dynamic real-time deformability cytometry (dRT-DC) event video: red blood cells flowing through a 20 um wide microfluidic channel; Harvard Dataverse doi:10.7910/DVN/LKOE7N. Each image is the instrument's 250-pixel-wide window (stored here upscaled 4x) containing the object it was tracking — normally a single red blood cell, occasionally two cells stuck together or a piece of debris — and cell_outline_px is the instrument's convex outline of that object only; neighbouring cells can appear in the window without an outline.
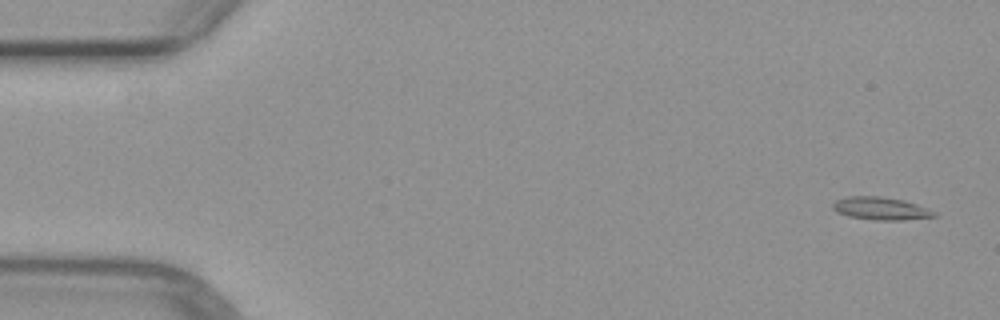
{"species": "common noctule bat (a hibernating species)", "species_latin": "Nyctalus noctula", "temperature_condition": "warm", "stored_images_in_passage": 5, "segment_of_instrument_passage": [1, 2], "camera_frame_rate_fps": 3000, "um_per_image_px": 0.085, "animal": {"sex": "female", "body_mass_g": 29.2, "forearm_length_mm": 56.3}, "frame": {"image": 1, "passage_image": 1, "time_ms": 0.0, "image_size_px": [1000, 320], "cell_outline_px": [[936, 216], [904, 220], [876, 220], [848, 216], [836, 212], [832, 208], [832, 204], [836, 200], [848, 196], [880, 196], [904, 200], [928, 208], [936, 212]], "centroid_in_image_um": [74.85, 17.72], "position_along_channel_um": 10.1, "area_um2": 13.47}}